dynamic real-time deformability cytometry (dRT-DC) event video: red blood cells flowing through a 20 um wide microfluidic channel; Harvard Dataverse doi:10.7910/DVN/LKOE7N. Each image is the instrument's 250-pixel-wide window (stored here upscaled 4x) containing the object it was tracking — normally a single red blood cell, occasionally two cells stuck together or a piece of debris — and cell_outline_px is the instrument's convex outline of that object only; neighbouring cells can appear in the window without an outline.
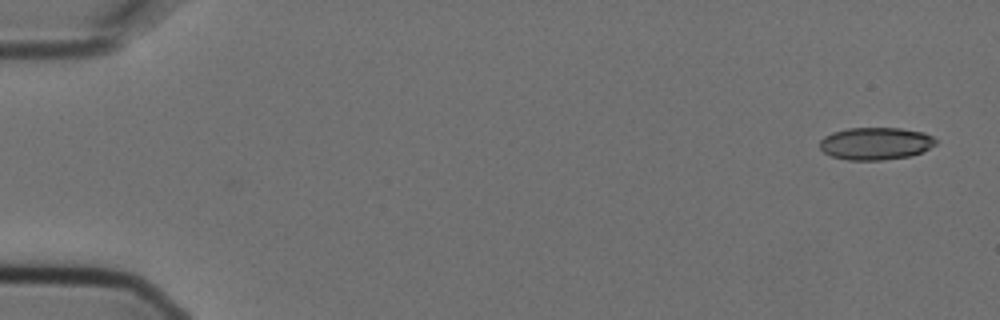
{"species": "Egyptian fruit bat (a non-hibernating species)", "species_latin": "Rousettus aegyptiacus", "temperature_condition": "cold", "stored_images_in_passage": 6, "camera_frame_rate_fps": 3000, "um_per_image_px": 0.085, "animal": {"sex": "female"}, "frame": {"image": 1, "passage_image": 1, "time_ms": 0.0, "image_size_px": [1000, 320], "cell_outline_px": [[936, 144], [912, 156], [880, 160], [848, 160], [832, 156], [824, 152], [820, 148], [820, 140], [824, 136], [832, 132], [848, 128], [900, 128], [924, 132], [932, 136], [936, 140]], "centroid_in_image_um": [74.42, 12.19], "position_along_channel_um": 10.6, "area_um2": 21.91}}